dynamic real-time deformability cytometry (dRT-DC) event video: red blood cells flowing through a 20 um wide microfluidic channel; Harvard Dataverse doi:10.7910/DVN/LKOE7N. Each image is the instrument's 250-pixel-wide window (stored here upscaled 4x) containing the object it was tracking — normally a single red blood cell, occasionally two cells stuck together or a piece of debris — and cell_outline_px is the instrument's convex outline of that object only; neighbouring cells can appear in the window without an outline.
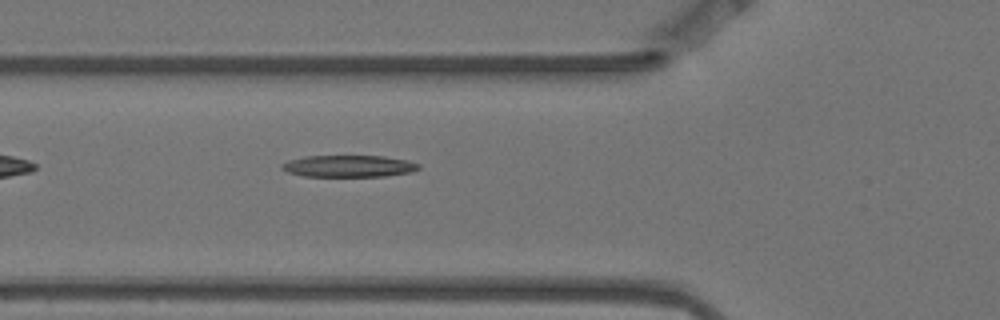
{"species": "Egyptian fruit bat (a non-hibernating species)", "species_latin": "Rousettus aegyptiacus", "temperature_condition": "warm", "stored_images_in_passage": 6, "camera_frame_rate_fps": 3000, "um_per_image_px": 0.085, "animal": {"sex": "female"}, "frame": {"image": 1, "passage_image": 6, "time_ms": 1.667, "image_size_px": [1000, 320], "cell_outline_px": [[420, 168], [412, 172], [384, 176], [304, 176], [288, 172], [280, 168], [280, 164], [288, 160], [304, 156], [384, 156], [408, 160], [420, 164]], "centroid_in_image_um": [29.64, 14.11], "position_along_channel_um": 96.2, "area_um2": 17.46}}